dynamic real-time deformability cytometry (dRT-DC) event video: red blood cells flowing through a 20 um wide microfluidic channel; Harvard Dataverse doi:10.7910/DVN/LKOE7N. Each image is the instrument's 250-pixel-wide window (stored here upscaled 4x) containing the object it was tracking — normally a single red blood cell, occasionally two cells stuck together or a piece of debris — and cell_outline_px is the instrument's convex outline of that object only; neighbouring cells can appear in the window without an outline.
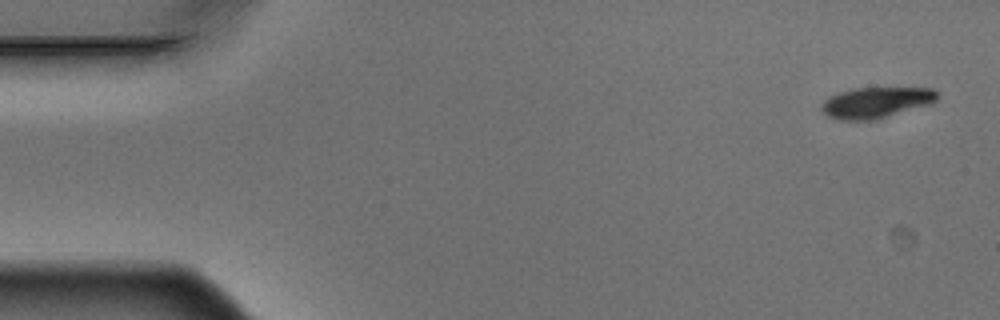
{"species": "Egyptian fruit bat (a non-hibernating species)", "species_latin": "Rousettus aegyptiacus", "temperature_condition": "warm", "stored_images_in_passage": 4, "camera_frame_rate_fps": 3000, "um_per_image_px": 0.085, "animal": {"sex": "male"}, "frame": {"image": 1, "passage_image": 1, "time_ms": 0.0, "image_size_px": [1000, 320], "cell_outline_px": [[936, 100], [928, 104], [876, 120], [840, 120], [828, 116], [820, 108], [820, 104], [828, 96], [840, 92], [856, 88], [932, 88], [936, 92]], "centroid_in_image_um": [74.4, 8.72], "position_along_channel_um": 10.6, "area_um2": 20.63}}
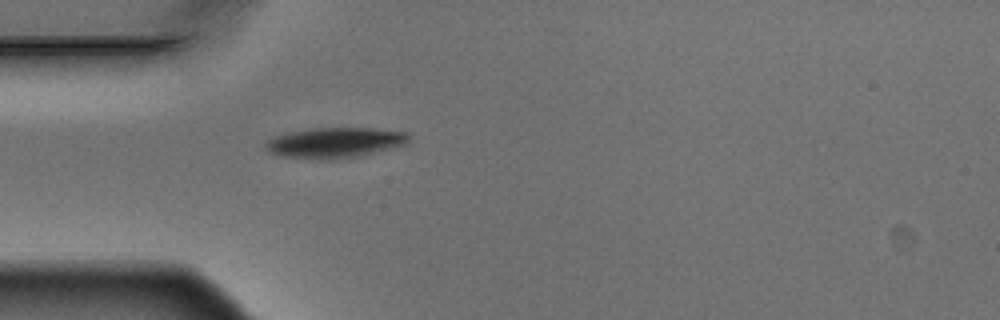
{"frame": {"image": 2, "passage_image": 4, "time_ms": 1.0, "image_size_px": [1000, 320], "cell_outline_px": [[408, 144], [360, 156], [336, 160], [320, 160], [280, 156], [268, 152], [264, 148], [264, 144], [268, 140], [276, 136], [288, 132], [312, 128], [372, 128], [404, 132], [408, 136]], "centroid_in_image_um": [28.42, 12.14], "position_along_channel_um": 56.6, "area_um2": 25.61}}